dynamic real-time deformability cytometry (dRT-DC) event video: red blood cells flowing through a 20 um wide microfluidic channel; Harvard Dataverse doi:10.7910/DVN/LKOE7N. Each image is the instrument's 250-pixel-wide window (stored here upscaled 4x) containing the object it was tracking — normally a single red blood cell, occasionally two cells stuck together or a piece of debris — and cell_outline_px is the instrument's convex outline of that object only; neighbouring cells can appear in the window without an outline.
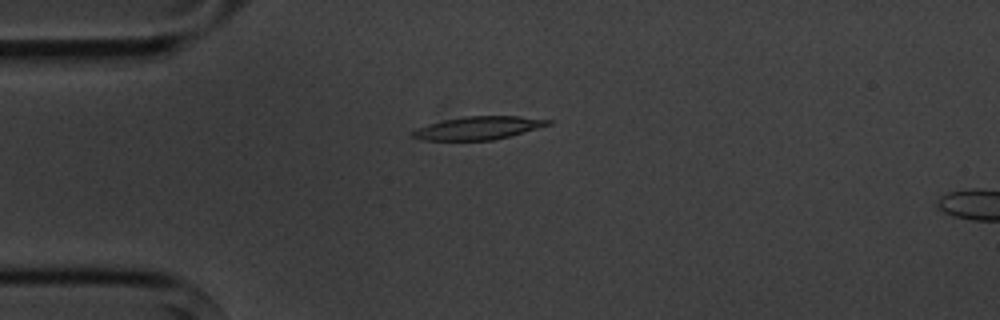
{"species": "common noctule bat (a hibernating species)", "species_latin": "Nyctalus noctula", "temperature_condition": "cold", "stored_images_in_passage": 2, "camera_frame_rate_fps": 3000, "um_per_image_px": 0.085, "animal": {"sex": "male", "body_mass_g": 20.1, "forearm_length_mm": 53.5}, "frame": {"image": 1, "passage_image": 1, "time_ms": 0.0, "image_size_px": [1000, 320], "cell_outline_px": [[552, 124], [508, 136], [492, 140], [420, 140], [412, 136], [412, 132], [416, 128], [428, 124], [444, 120], [464, 116], [516, 116], [552, 120]], "centroid_in_image_um": [40.63, 10.87], "position_along_channel_um": 44.4, "area_um2": 17.98}}